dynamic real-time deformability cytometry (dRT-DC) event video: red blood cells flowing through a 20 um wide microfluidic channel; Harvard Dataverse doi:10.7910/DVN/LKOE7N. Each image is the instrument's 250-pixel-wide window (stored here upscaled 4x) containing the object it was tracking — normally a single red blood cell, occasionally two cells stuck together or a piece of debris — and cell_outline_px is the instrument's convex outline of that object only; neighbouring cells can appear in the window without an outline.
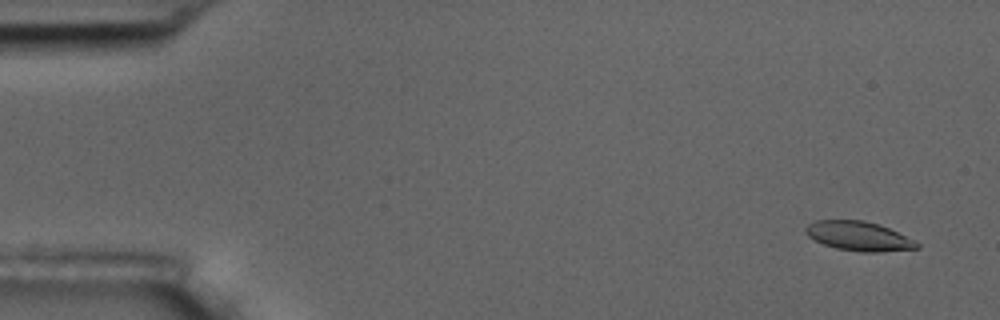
{"species": "common noctule bat (a hibernating species)", "species_latin": "Nyctalus noctula", "temperature_condition": "room temperature", "stored_images_in_passage": 6, "camera_frame_rate_fps": 3000, "um_per_image_px": 0.085, "animal": {"sex": "male", "body_mass_g": 17.5, "forearm_length_mm": 52.3}, "frame": {"image": 1, "passage_image": 6, "time_ms": 6.0, "image_size_px": [1000, 320], "cell_outline_px": [[920, 248], [876, 252], [860, 252], [836, 248], [824, 244], [808, 236], [804, 232], [804, 228], [808, 224], [816, 220], [864, 220], [888, 228], [920, 244]], "centroid_in_image_um": [72.94, 20.07], "position_along_channel_um": 12.1, "area_um2": 18.73}}